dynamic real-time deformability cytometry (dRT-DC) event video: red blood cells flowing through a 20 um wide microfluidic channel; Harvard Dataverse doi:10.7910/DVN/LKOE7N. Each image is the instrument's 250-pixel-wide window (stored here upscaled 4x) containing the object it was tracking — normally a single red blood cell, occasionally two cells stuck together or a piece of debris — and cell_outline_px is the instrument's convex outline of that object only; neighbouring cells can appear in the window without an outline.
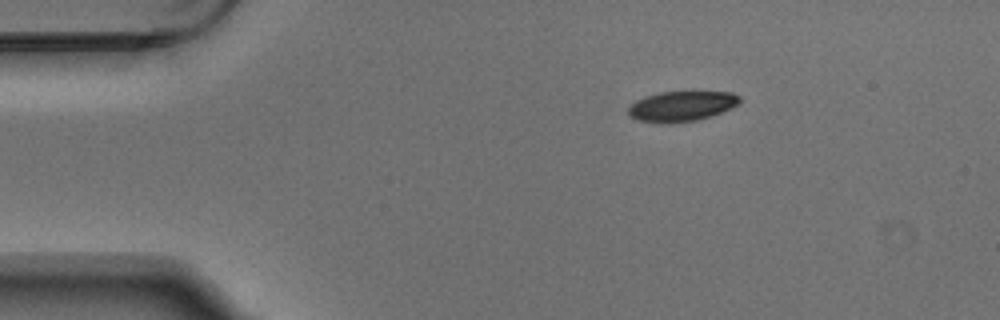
{"species": "Egyptian fruit bat (a non-hibernating species)", "species_latin": "Rousettus aegyptiacus", "temperature_condition": "warm", "stored_images_in_passage": 3, "camera_frame_rate_fps": 3000, "um_per_image_px": 0.085, "animal": {"sex": "male"}, "frame": {"image": 1, "passage_image": 1, "time_ms": 0.0, "image_size_px": [1000, 320], "cell_outline_px": [[740, 104], [712, 116], [696, 120], [668, 124], [660, 124], [640, 120], [628, 116], [628, 108], [636, 100], [644, 96], [660, 92], [692, 88], [732, 92], [740, 96]], "centroid_in_image_um": [57.98, 8.97], "position_along_channel_um": 27.0, "area_um2": 20.81}}